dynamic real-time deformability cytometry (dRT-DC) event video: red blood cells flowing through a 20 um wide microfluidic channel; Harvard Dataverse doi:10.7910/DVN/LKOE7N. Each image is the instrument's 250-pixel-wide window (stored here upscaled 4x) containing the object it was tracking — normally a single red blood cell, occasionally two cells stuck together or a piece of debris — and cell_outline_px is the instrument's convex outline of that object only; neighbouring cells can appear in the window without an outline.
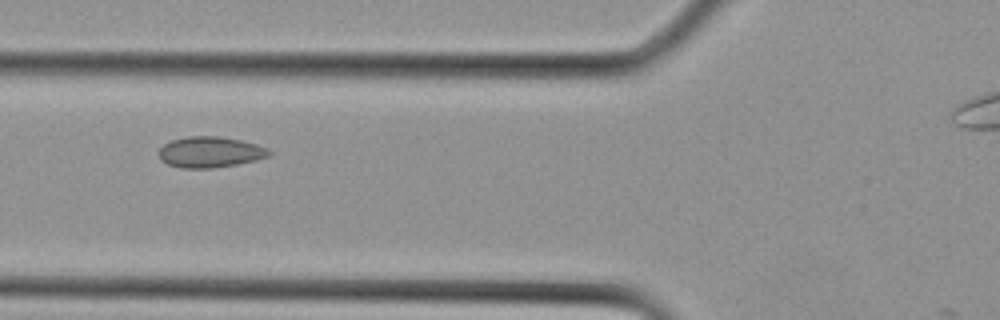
{"species": "Egyptian fruit bat (a non-hibernating species)", "species_latin": "Rousettus aegyptiacus", "temperature_condition": "cold", "stored_images_in_passage": 17, "camera_frame_rate_fps": 3000, "um_per_image_px": 0.085, "animal": {"sex": "female"}, "frame": {"image": 1, "passage_image": 12, "time_ms": 3.667, "image_size_px": [1000, 320], "cell_outline_px": [[272, 152], [268, 156], [256, 160], [236, 164], [212, 168], [180, 168], [168, 164], [160, 160], [156, 152], [164, 144], [172, 140], [188, 136], [216, 136], [240, 140], [256, 144], [268, 148]], "centroid_in_image_um": [17.82, 12.93], "position_along_channel_um": 108.0, "area_um2": 19.88}}
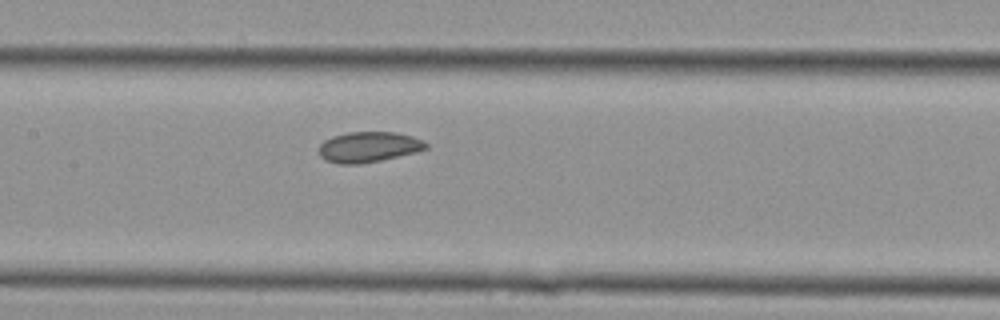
{"frame": {"image": 2, "passage_image": 15, "time_ms": 4.667, "image_size_px": [1000, 320], "cell_outline_px": [[428, 148], [416, 152], [380, 160], [360, 164], [336, 164], [324, 160], [320, 156], [320, 144], [324, 140], [332, 136], [348, 132], [396, 132], [412, 136], [428, 144]], "centroid_in_image_um": [31.3, 12.5], "position_along_channel_um": 176.1, "area_um2": 19.02}}
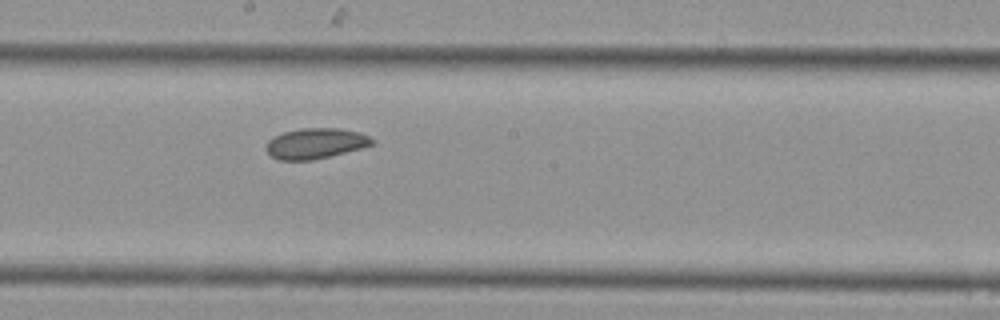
{"frame": {"image": 3, "passage_image": 17, "time_ms": 5.333, "image_size_px": [1000, 320], "cell_outline_px": [[376, 144], [312, 160], [280, 160], [272, 156], [264, 148], [268, 140], [272, 136], [284, 132], [300, 128], [340, 128], [360, 132], [376, 140]], "centroid_in_image_um": [26.82, 12.17], "position_along_channel_um": 221.4, "area_um2": 18.9}}